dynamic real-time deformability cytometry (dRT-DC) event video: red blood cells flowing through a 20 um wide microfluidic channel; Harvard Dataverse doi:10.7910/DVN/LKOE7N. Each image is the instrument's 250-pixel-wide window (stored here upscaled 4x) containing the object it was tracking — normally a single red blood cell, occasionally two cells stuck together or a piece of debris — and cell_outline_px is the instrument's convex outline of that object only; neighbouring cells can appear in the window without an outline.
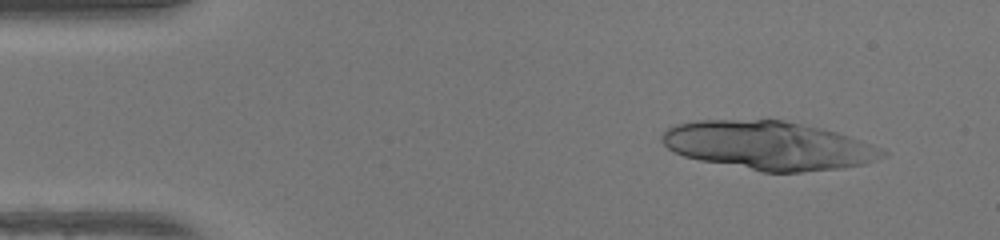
{"species": "human", "species_latin": "Homo sapiens", "temperature_condition": "warm", "stored_images_in_passage": 35, "camera_frame_rate_fps": 3000, "um_per_image_px": 0.085, "donor": {"sex": "female"}, "frame": {"image": 1, "passage_image": 5, "time_ms": 1.333, "image_size_px": [1000, 240], "cell_outline_px": [[888, 152], [884, 156], [864, 164], [844, 168], [800, 172], [764, 172], [700, 160], [684, 156], [672, 152], [660, 140], [660, 136], [668, 128], [676, 124], [696, 120], [784, 120], [820, 128], [836, 132], [872, 144]], "centroid_in_image_um": [65.31, 12.37], "position_along_channel_um": 19.7, "area_um2": 62.25}}
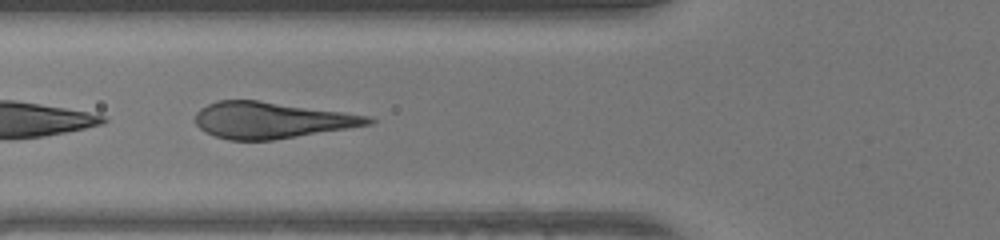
{"frame": {"image": 2, "passage_image": 18, "time_ms": 5.667, "image_size_px": [1000, 240], "cell_outline_px": [[376, 120], [372, 124], [348, 128], [272, 140], [228, 140], [204, 132], [196, 124], [196, 112], [200, 108], [216, 100], [256, 100], [372, 116]], "centroid_in_image_um": [23.06, 10.21], "position_along_channel_um": 102.7, "area_um2": 36.41}}